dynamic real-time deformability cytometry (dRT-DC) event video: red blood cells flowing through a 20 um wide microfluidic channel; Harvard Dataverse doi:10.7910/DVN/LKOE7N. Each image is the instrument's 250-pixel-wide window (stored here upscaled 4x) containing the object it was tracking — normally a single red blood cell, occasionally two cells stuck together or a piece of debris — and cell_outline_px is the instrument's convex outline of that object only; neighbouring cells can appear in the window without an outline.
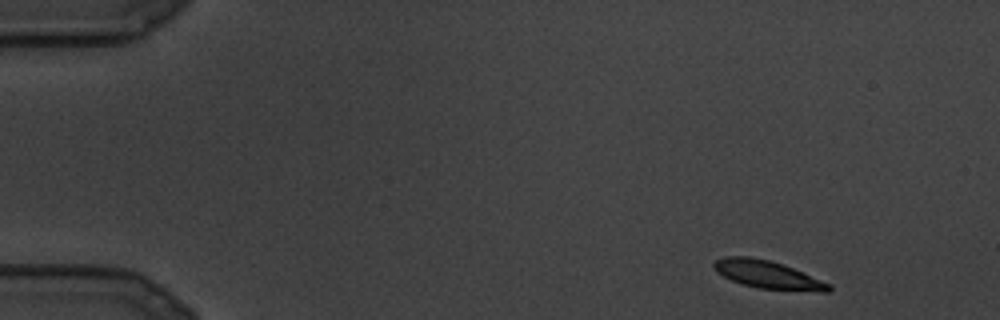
{"species": "common noctule bat (a hibernating species)", "species_latin": "Nyctalus noctula", "temperature_condition": "cold", "stored_images_in_passage": 14, "camera_frame_rate_fps": 3000, "um_per_image_px": 0.085, "animal": {"sex": "male", "body_mass_g": 19.5, "forearm_length_mm": 54.6}, "frame": {"image": 1, "passage_image": 1, "time_ms": 0.0, "image_size_px": [1000, 320], "cell_outline_px": [[832, 288], [828, 292], [820, 292], [756, 288], [740, 284], [716, 272], [712, 264], [716, 260], [724, 256], [748, 256], [768, 260], [784, 264], [832, 284]], "centroid_in_image_um": [65.28, 23.35], "position_along_channel_um": 19.7, "area_um2": 18.9}}
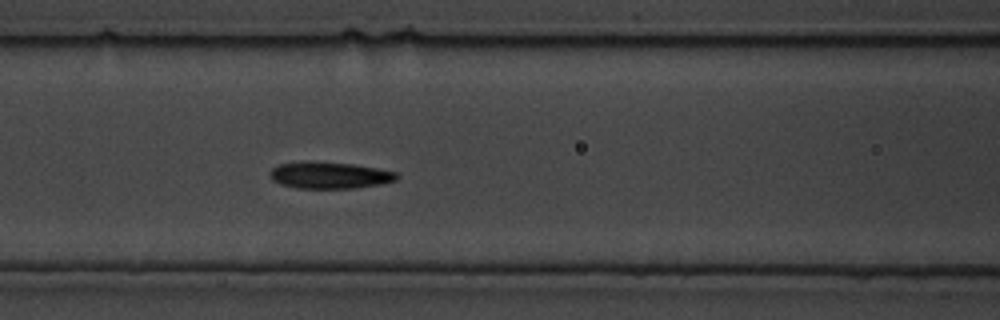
{"frame": {"image": 2, "passage_image": 10, "time_ms": 3.0, "image_size_px": [1000, 320], "cell_outline_px": [[400, 176], [396, 180], [380, 184], [356, 188], [296, 188], [280, 184], [272, 180], [268, 172], [272, 168], [280, 164], [312, 160], [352, 164], [376, 168], [396, 172]], "centroid_in_image_um": [27.99, 14.89], "position_along_channel_um": 138.6, "area_um2": 19.88}}
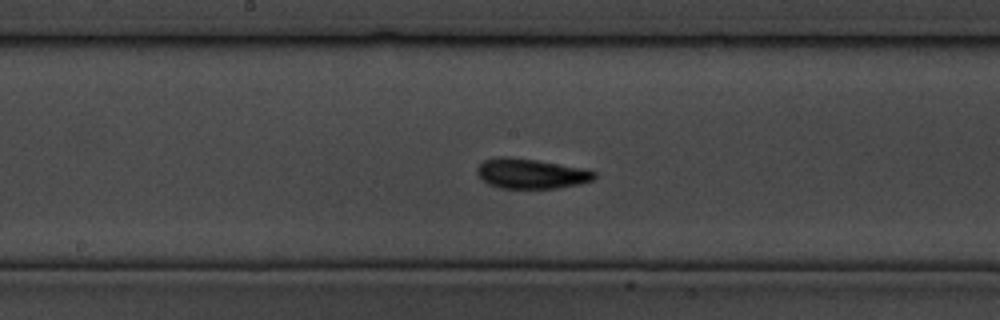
{"frame": {"image": 3, "passage_image": 13, "time_ms": 4.0, "image_size_px": [1000, 320], "cell_outline_px": [[596, 176], [592, 180], [580, 184], [556, 188], [500, 188], [488, 184], [476, 172], [476, 168], [484, 160], [500, 156], [508, 156], [536, 160], [584, 168], [596, 172]], "centroid_in_image_um": [45.13, 14.75], "position_along_channel_um": 203.1, "area_um2": 20.46}}